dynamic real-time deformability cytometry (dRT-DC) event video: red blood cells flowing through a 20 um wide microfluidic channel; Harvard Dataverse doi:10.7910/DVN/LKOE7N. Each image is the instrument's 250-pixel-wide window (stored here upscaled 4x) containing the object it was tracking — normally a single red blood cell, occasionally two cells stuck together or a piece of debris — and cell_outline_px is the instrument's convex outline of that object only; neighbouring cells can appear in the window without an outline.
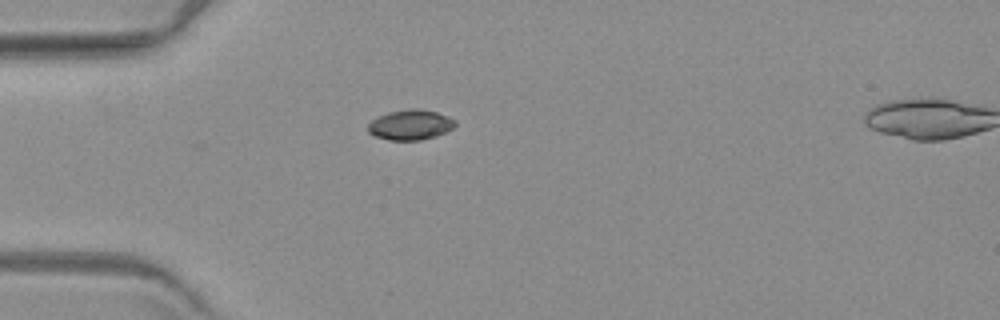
{"species": "common noctule bat (a hibernating species)", "species_latin": "Nyctalus noctula", "temperature_condition": "warm", "stored_images_in_passage": 4, "camera_frame_rate_fps": 3000, "um_per_image_px": 0.085, "animal": {"sex": "female", "body_mass_g": 19.3, "forearm_length_mm": 54.1}, "frame": {"image": 1, "passage_image": 1, "time_ms": 0.0, "image_size_px": [1000, 320], "cell_outline_px": [[456, 124], [452, 128], [436, 136], [420, 140], [388, 140], [376, 136], [368, 132], [368, 124], [372, 120], [388, 112], [408, 108], [420, 108], [436, 112], [448, 116], [456, 120]], "centroid_in_image_um": [34.89, 10.6], "position_along_channel_um": 50.1, "area_um2": 15.32}}